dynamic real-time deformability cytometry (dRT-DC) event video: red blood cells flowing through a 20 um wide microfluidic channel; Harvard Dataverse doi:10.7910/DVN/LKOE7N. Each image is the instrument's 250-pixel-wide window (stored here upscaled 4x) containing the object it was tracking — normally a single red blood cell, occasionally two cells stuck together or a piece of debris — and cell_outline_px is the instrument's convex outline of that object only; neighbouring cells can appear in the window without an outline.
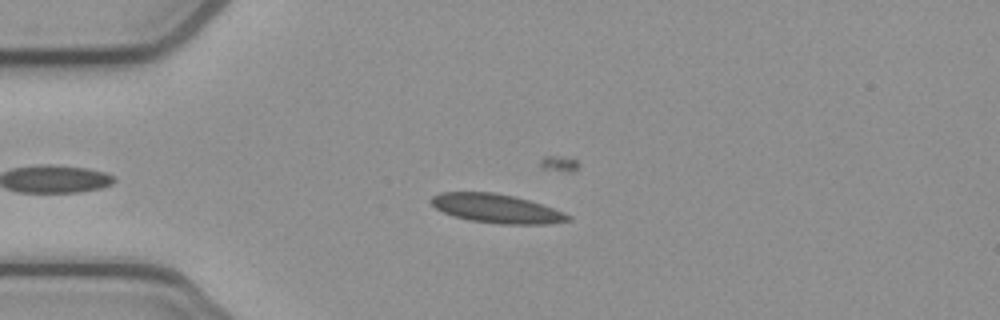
{"species": "common noctule bat (a hibernating species)", "species_latin": "Nyctalus noctula", "temperature_condition": "cold", "stored_images_in_passage": 37, "camera_frame_rate_fps": 3000, "um_per_image_px": 0.085, "animal": {"sex": "female", "body_mass_g": 21.9}, "frame": {"image": 1, "passage_image": 9, "time_ms": 2.667, "image_size_px": [1000, 320], "cell_outline_px": [[572, 220], [548, 224], [500, 224], [468, 220], [452, 216], [436, 208], [428, 200], [432, 196], [440, 192], [492, 192], [512, 196], [528, 200], [564, 212], [572, 216]], "centroid_in_image_um": [42.18, 17.73], "position_along_channel_um": 42.8, "area_um2": 23.06}}
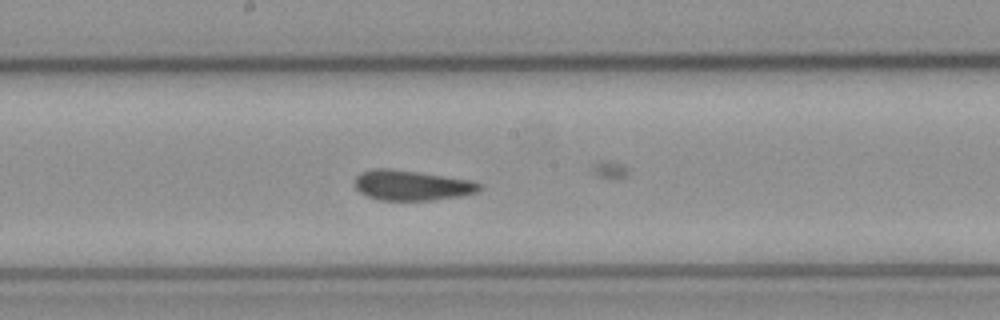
{"frame": {"image": 2, "passage_image": 24, "time_ms": 7.667, "image_size_px": [1000, 320], "cell_outline_px": [[484, 188], [480, 192], [460, 196], [432, 200], [380, 200], [368, 196], [360, 192], [352, 184], [356, 176], [360, 172], [372, 168], [392, 168], [472, 180], [484, 184]], "centroid_in_image_um": [35.02, 15.74], "position_along_channel_um": 213.2, "area_um2": 22.37}}
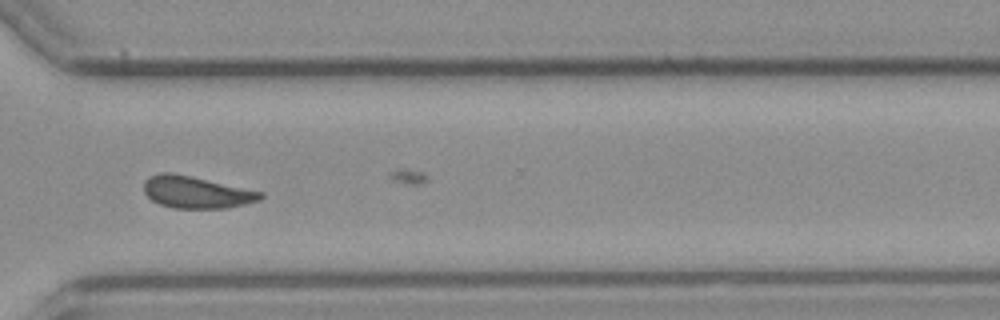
{"frame": {"image": 3, "passage_image": 35, "time_ms": 11.333, "image_size_px": [1000, 320], "cell_outline_px": [[264, 196], [260, 200], [228, 208], [172, 208], [160, 204], [152, 200], [144, 192], [144, 180], [148, 176], [160, 172], [172, 172], [192, 176], [264, 192]], "centroid_in_image_um": [16.68, 16.33], "position_along_channel_um": 353.9, "area_um2": 21.91}}